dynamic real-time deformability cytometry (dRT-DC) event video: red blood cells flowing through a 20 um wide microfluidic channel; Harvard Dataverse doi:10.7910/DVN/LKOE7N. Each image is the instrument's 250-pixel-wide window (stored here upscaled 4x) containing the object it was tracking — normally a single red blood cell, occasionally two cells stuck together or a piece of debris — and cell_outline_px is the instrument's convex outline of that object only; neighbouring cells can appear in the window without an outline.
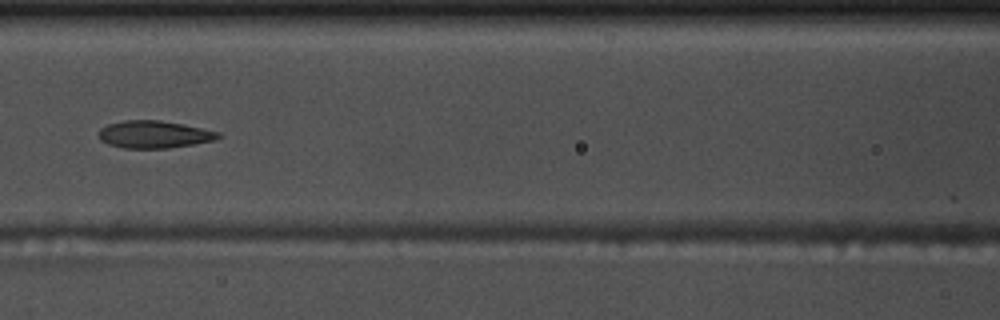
{"species": "common noctule bat (a hibernating species)", "species_latin": "Nyctalus noctula", "temperature_condition": "warm", "stored_images_in_passage": 8, "camera_frame_rate_fps": 3000, "um_per_image_px": 0.085, "animal": {"sex": "male", "body_mass_g": 17.5, "forearm_length_mm": 52.3}, "frame": {"image": 1, "passage_image": 8, "time_ms": 2.333, "image_size_px": [1000, 320], "cell_outline_px": [[224, 136], [216, 140], [168, 148], [124, 148], [108, 144], [100, 140], [100, 128], [108, 124], [124, 120], [160, 120], [184, 124], [220, 132]], "centroid_in_image_um": [13.14, 11.42], "position_along_channel_um": 153.5, "area_um2": 19.13}}